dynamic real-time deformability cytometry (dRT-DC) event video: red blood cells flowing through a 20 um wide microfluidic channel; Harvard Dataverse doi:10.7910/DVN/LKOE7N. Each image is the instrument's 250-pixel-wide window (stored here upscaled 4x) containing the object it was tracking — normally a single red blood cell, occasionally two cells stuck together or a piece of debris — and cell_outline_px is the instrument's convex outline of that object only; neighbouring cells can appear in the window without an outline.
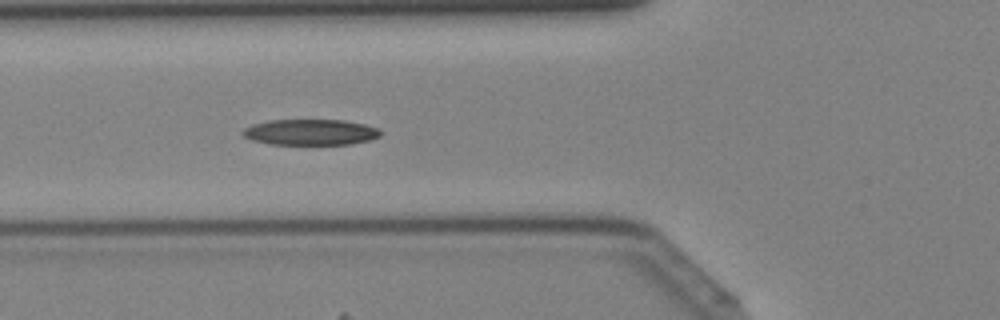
{"species": "Egyptian fruit bat (a non-hibernating species)", "species_latin": "Rousettus aegyptiacus", "temperature_condition": "cold", "stored_images_in_passage": 38, "camera_frame_rate_fps": 3000, "um_per_image_px": 0.085, "animal": {"sex": "female"}, "frame": {"image": 1, "passage_image": 11, "time_ms": 3.333, "image_size_px": [1000, 320], "cell_outline_px": [[380, 136], [368, 140], [352, 144], [268, 144], [252, 140], [244, 136], [240, 132], [244, 128], [252, 124], [268, 120], [344, 120], [364, 124], [380, 128]], "centroid_in_image_um": [26.37, 11.23], "position_along_channel_um": 99.4, "area_um2": 20.81}}
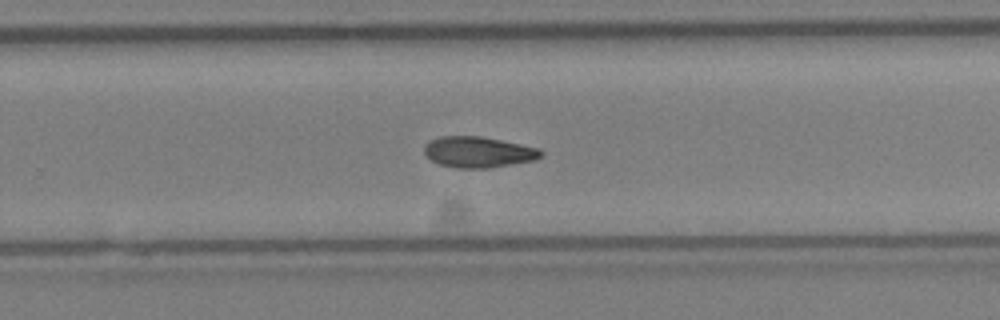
{"frame": {"image": 2, "passage_image": 23, "time_ms": 7.333, "image_size_px": [1000, 320], "cell_outline_px": [[544, 152], [540, 156], [532, 160], [488, 168], [456, 168], [440, 164], [432, 160], [424, 152], [424, 148], [428, 140], [440, 136], [480, 136], [520, 144], [536, 148]], "centroid_in_image_um": [40.6, 12.92], "position_along_channel_um": 289.2, "area_um2": 20.69}}
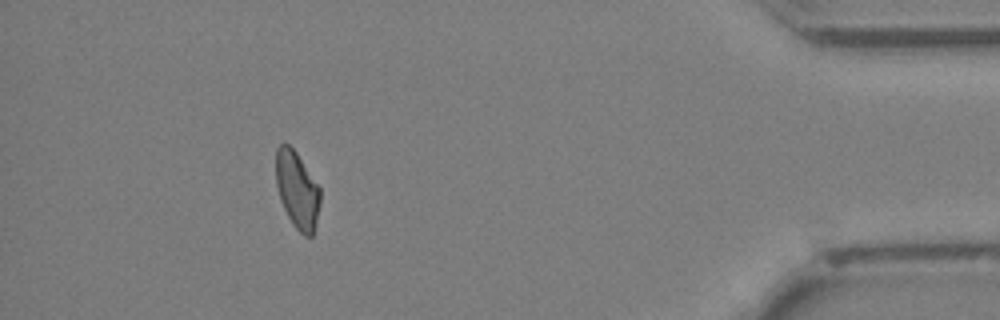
{"frame": {"image": 3, "passage_image": 34, "time_ms": 11.0, "image_size_px": [1000, 320], "cell_outline_px": [[320, 204], [312, 236], [304, 236], [292, 224], [280, 200], [276, 184], [276, 148], [280, 144], [288, 144], [296, 152], [320, 188]], "centroid_in_image_um": [25.25, 16.14], "position_along_channel_um": 410.0, "area_um2": 19.65}}